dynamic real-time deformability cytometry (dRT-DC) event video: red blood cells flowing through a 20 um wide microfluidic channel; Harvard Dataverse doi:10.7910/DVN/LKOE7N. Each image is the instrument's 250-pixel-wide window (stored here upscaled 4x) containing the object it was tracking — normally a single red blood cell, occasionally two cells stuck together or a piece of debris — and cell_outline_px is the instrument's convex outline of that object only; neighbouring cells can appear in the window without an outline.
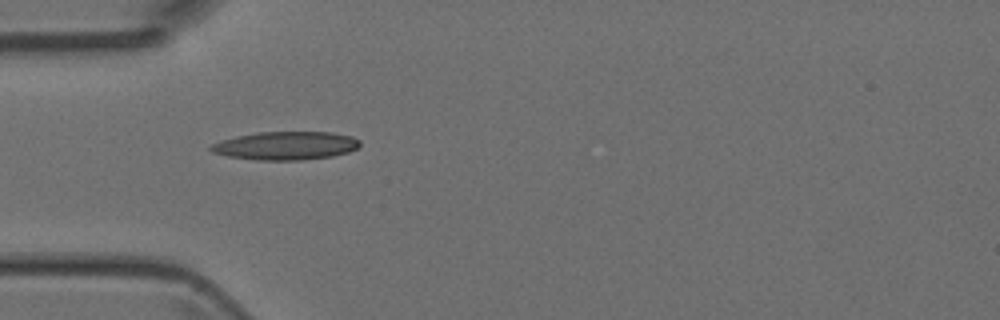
{"species": "Egyptian fruit bat (a non-hibernating species)", "species_latin": "Rousettus aegyptiacus", "temperature_condition": "room temperature", "stored_images_in_passage": 5, "camera_frame_rate_fps": 3000, "um_per_image_px": 0.085, "animal": {"sex": "female"}, "frame": {"image": 1, "passage_image": 4, "time_ms": 4.0, "image_size_px": [1000, 320], "cell_outline_px": [[360, 144], [356, 148], [348, 152], [332, 156], [300, 160], [256, 160], [228, 156], [212, 152], [208, 148], [212, 144], [220, 140], [236, 136], [256, 132], [332, 132], [352, 136], [360, 140]], "centroid_in_image_um": [24.27, 12.38], "position_along_channel_um": 60.7, "area_um2": 24.62}}
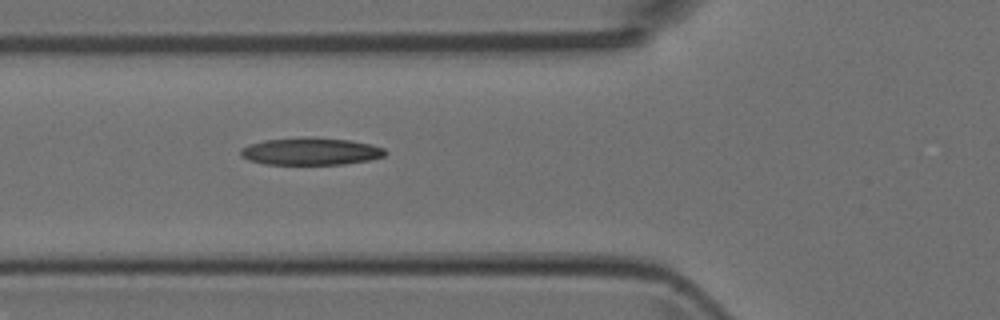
{"frame": {"image": 2, "passage_image": 5, "time_ms": 5.0, "image_size_px": [1000, 320], "cell_outline_px": [[388, 152], [384, 156], [368, 160], [344, 164], [264, 164], [248, 160], [240, 156], [240, 148], [248, 144], [264, 140], [348, 140], [372, 144], [384, 148]], "centroid_in_image_um": [26.4, 12.91], "position_along_channel_um": 99.4, "area_um2": 22.02}}